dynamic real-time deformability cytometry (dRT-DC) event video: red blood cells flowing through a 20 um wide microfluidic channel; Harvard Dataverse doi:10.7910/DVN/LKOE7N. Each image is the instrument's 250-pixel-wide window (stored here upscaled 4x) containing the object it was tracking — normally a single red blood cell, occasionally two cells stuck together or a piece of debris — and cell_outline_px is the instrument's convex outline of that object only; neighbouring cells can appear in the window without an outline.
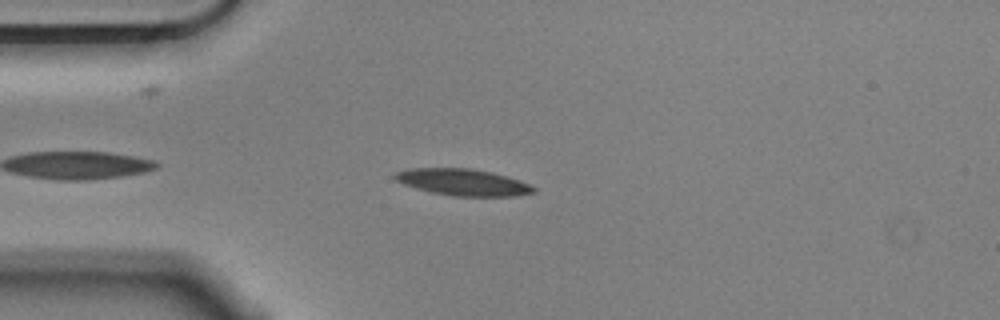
{"species": "Egyptian fruit bat (a non-hibernating species)", "species_latin": "Rousettus aegyptiacus", "temperature_condition": "cold", "stored_images_in_passage": 41, "camera_frame_rate_fps": 3000, "um_per_image_px": 0.085, "animal": {"sex": "male"}, "frame": {"image": 1, "passage_image": 2, "time_ms": 0.333, "image_size_px": [1000, 320], "cell_outline_px": [[536, 192], [516, 196], [452, 196], [432, 192], [416, 188], [404, 184], [396, 180], [392, 176], [396, 172], [412, 168], [468, 168], [492, 172], [528, 184], [536, 188]], "centroid_in_image_um": [39.33, 15.49], "position_along_channel_um": 45.7, "area_um2": 21.27}}
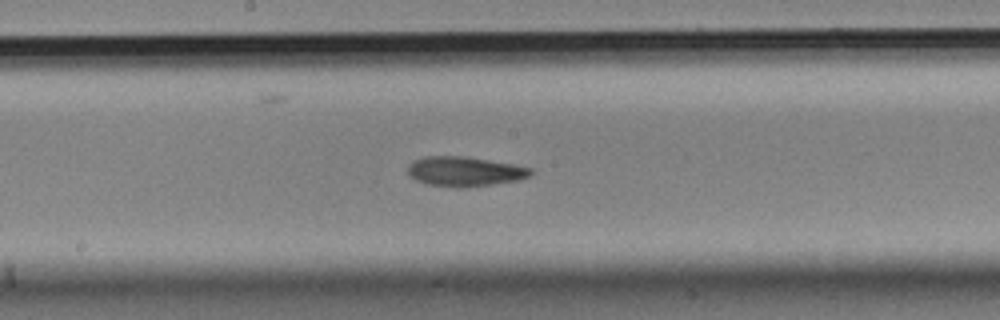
{"frame": {"image": 2, "passage_image": 17, "time_ms": 5.333, "image_size_px": [1000, 320], "cell_outline_px": [[532, 172], [528, 176], [520, 180], [464, 188], [456, 188], [428, 184], [416, 180], [408, 176], [408, 164], [424, 156], [464, 156], [512, 164], [532, 168]], "centroid_in_image_um": [39.47, 14.58], "position_along_channel_um": 208.7, "area_um2": 21.27}}
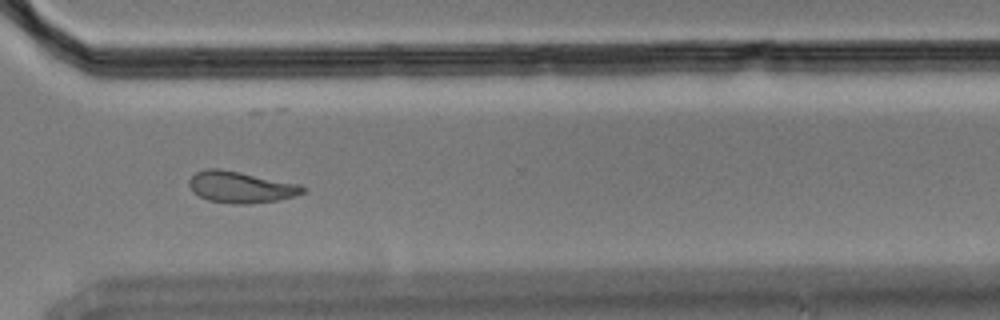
{"frame": {"image": 3, "passage_image": 29, "time_ms": 9.333, "image_size_px": [1000, 320], "cell_outline_px": [[308, 188], [304, 192], [296, 196], [276, 200], [248, 204], [232, 204], [208, 200], [192, 192], [188, 184], [188, 180], [196, 172], [208, 168], [220, 168], [300, 184]], "centroid_in_image_um": [20.46, 15.9], "position_along_channel_um": 350.1, "area_um2": 20.92}, "authors_computed_cell_mechanics": {"area_um2": 21.2704, "velocity_mm_per_s": 3.5467, "shape_relaxation_time_tau1_ms": 8.5499, "shape_relaxation_time_tau2_ms": 4.6068, "deformation_change_tau1": 0.1807, "deformation_change_tau2": 0.1107}}